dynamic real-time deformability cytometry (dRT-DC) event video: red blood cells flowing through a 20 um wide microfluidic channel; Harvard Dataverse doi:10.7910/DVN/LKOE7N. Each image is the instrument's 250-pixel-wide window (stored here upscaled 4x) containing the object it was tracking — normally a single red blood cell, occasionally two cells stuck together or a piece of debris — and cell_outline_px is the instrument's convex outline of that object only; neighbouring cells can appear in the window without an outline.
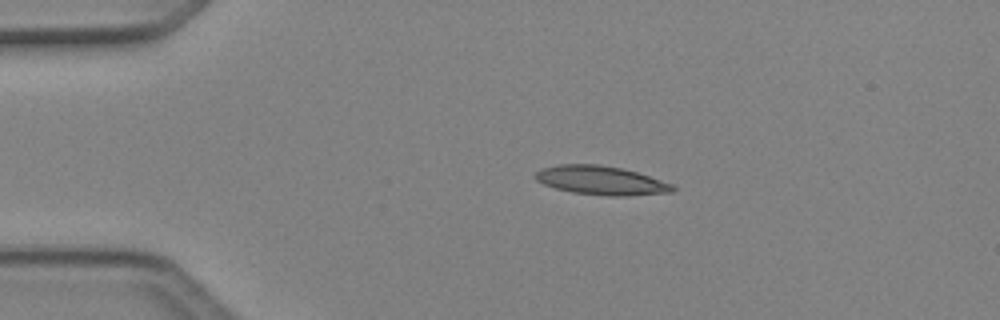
{"species": "Egyptian fruit bat (a non-hibernating species)", "species_latin": "Rousettus aegyptiacus", "temperature_condition": "cold", "stored_images_in_passage": 3, "camera_frame_rate_fps": 3000, "um_per_image_px": 0.085, "animal": {"sex": "female"}, "frame": {"image": 1, "passage_image": 2, "time_ms": 0.333, "image_size_px": [1000, 320], "cell_outline_px": [[676, 188], [672, 192], [628, 196], [608, 196], [572, 192], [556, 188], [544, 184], [536, 180], [532, 176], [536, 172], [544, 168], [560, 164], [596, 164], [620, 168], [636, 172], [672, 184]], "centroid_in_image_um": [51.07, 15.34], "position_along_channel_um": 33.9, "area_um2": 22.89}}